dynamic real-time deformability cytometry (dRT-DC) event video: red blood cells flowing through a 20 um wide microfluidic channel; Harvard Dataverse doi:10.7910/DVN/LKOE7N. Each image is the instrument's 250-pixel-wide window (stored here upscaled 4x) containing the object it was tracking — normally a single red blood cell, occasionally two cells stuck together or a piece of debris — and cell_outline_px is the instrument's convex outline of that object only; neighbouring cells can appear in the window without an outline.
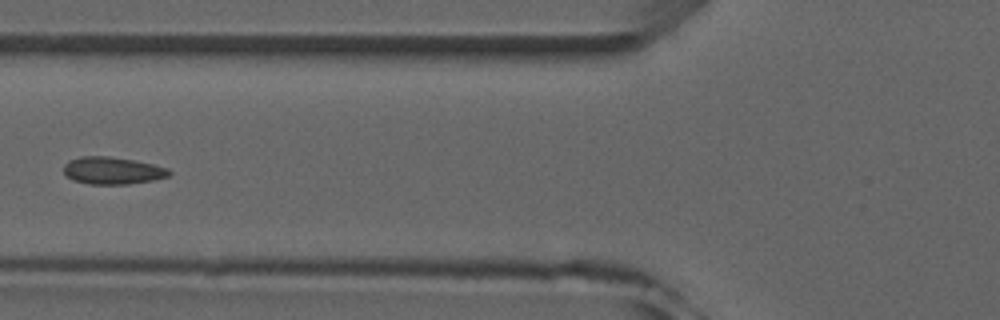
{"species": "common noctule bat (a hibernating species)", "species_latin": "Nyctalus noctula", "temperature_condition": "room temperature", "stored_images_in_passage": 6, "camera_frame_rate_fps": 3000, "um_per_image_px": 0.085, "animal": {"sex": "male", "forearm_length_mm": 52.5}, "frame": {"image": 1, "passage_image": 6, "time_ms": 6.667, "image_size_px": [1000, 320], "cell_outline_px": [[172, 172], [168, 176], [152, 180], [128, 184], [88, 184], [72, 180], [64, 172], [64, 164], [68, 160], [80, 156], [108, 156], [132, 160], [152, 164], [168, 168]], "centroid_in_image_um": [9.53, 14.5], "position_along_channel_um": 116.3, "area_um2": 16.7}}